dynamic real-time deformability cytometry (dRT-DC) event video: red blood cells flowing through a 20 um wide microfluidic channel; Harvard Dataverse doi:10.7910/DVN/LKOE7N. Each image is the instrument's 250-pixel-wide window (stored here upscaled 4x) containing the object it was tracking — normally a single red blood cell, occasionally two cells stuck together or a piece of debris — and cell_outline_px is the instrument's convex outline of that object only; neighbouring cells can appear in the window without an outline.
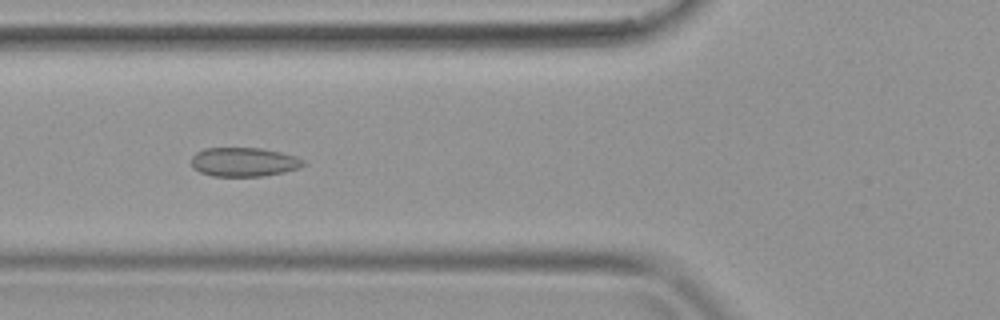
{"species": "common noctule bat (a hibernating species)", "species_latin": "Nyctalus noctula", "temperature_condition": "warm", "stored_images_in_passage": 40, "camera_frame_rate_fps": 3000, "um_per_image_px": 0.085, "animal": {"sex": "female", "body_mass_g": 19.9}, "frame": {"image": 1, "passage_image": 15, "time_ms": 4.667, "image_size_px": [1000, 320], "cell_outline_px": [[308, 164], [300, 168], [284, 172], [264, 176], [212, 176], [200, 172], [192, 168], [192, 156], [196, 152], [204, 148], [260, 148], [280, 152], [296, 156], [304, 160]], "centroid_in_image_um": [20.75, 13.77], "position_along_channel_um": 105.0, "area_um2": 19.13}}
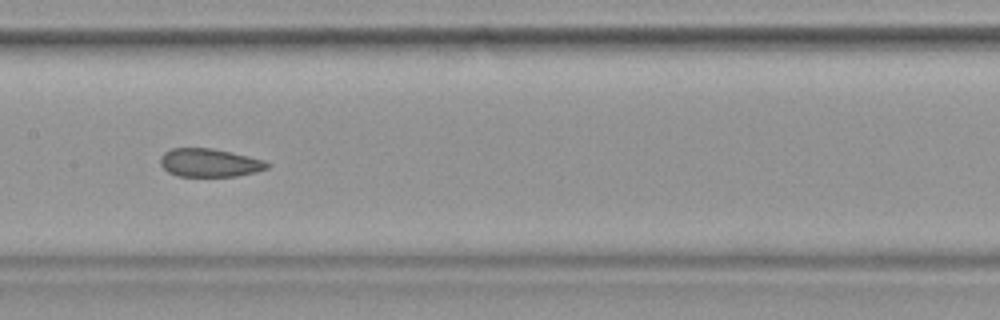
{"frame": {"image": 2, "passage_image": 20, "time_ms": 6.333, "image_size_px": [1000, 320], "cell_outline_px": [[272, 164], [268, 168], [256, 172], [236, 176], [176, 176], [168, 172], [160, 164], [160, 156], [164, 152], [172, 148], [212, 148], [248, 156], [264, 160]], "centroid_in_image_um": [17.81, 13.83], "position_along_channel_um": 189.6, "area_um2": 17.69}}
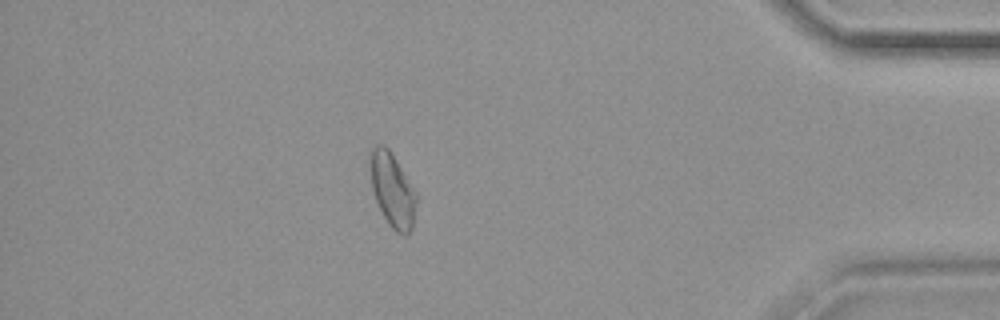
{"frame": {"image": 3, "passage_image": 35, "time_ms": 11.333, "image_size_px": [1000, 320], "cell_outline_px": [[416, 208], [412, 228], [404, 236], [396, 232], [388, 224], [376, 200], [372, 188], [368, 168], [368, 152], [376, 144], [384, 144], [388, 148], [396, 160], [416, 192]], "centroid_in_image_um": [33.31, 16.1], "position_along_channel_um": 401.9, "area_um2": 20.11}}